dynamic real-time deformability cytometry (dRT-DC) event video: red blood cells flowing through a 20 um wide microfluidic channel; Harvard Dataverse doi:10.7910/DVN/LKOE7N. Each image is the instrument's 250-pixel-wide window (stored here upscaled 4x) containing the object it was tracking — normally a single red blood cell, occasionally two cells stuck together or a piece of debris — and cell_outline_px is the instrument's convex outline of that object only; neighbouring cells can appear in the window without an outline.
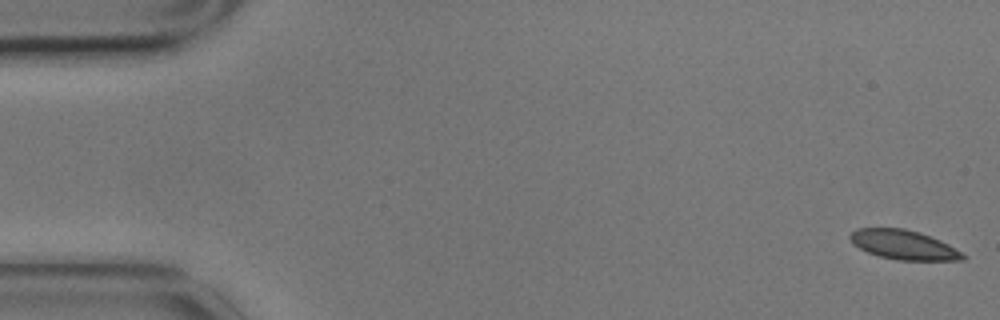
{"species": "common noctule bat (a hibernating species)", "species_latin": "Nyctalus noctula", "temperature_condition": "cold", "stored_images_in_passage": 5, "camera_frame_rate_fps": 3000, "um_per_image_px": 0.085, "animal": {"sex": "male", "body_mass_g": 17.9}, "frame": {"image": 1, "passage_image": 1, "time_ms": 0.0, "image_size_px": [1000, 320], "cell_outline_px": [[968, 256], [964, 260], [896, 260], [880, 256], [868, 252], [852, 244], [848, 236], [856, 228], [904, 228], [920, 232], [940, 240], [948, 244]], "centroid_in_image_um": [76.8, 20.8], "position_along_channel_um": 8.2, "area_um2": 19.36}}